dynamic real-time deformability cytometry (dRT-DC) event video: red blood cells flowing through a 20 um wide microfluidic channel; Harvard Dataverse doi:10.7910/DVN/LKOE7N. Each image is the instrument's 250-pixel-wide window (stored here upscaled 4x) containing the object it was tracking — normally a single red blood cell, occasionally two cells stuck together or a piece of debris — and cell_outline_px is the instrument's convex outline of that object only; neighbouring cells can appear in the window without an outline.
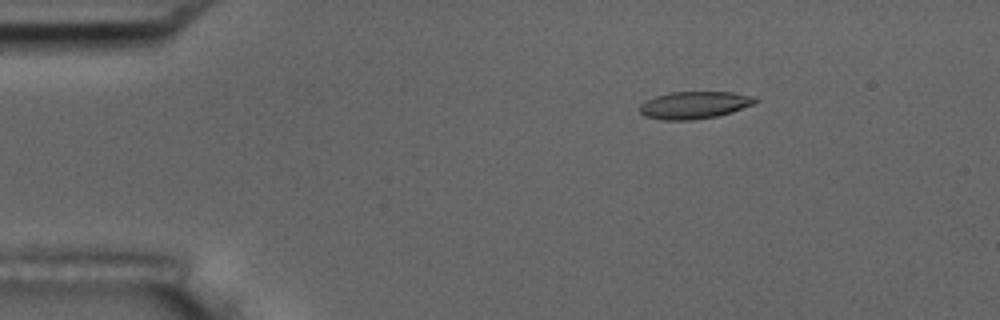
{"species": "common noctule bat (a hibernating species)", "species_latin": "Nyctalus noctula", "temperature_condition": "room temperature", "stored_images_in_passage": 7, "camera_frame_rate_fps": 3000, "um_per_image_px": 0.085, "animal": {"sex": "male", "body_mass_g": 17.5, "forearm_length_mm": 52.3}, "frame": {"image": 1, "passage_image": 3, "time_ms": 2.333, "image_size_px": [1000, 320], "cell_outline_px": [[760, 100], [752, 104], [732, 112], [716, 116], [692, 120], [660, 120], [644, 116], [640, 112], [640, 104], [656, 96], [672, 92], [732, 92], [756, 96]], "centroid_in_image_um": [59.04, 8.93], "position_along_channel_um": 26.0, "area_um2": 18.38}}
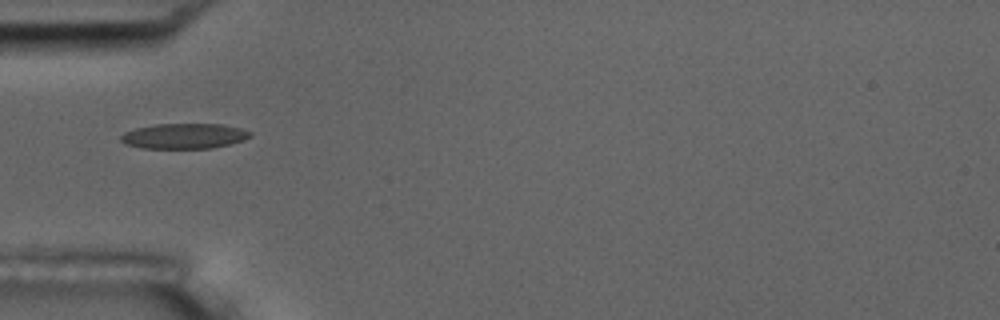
{"frame": {"image": 2, "passage_image": 5, "time_ms": 5.333, "image_size_px": [1000, 320], "cell_outline_px": [[252, 136], [244, 140], [212, 148], [140, 148], [124, 144], [120, 140], [120, 136], [124, 132], [136, 128], [156, 124], [220, 124], [240, 128], [252, 132]], "centroid_in_image_um": [15.63, 11.56], "position_along_channel_um": 69.4, "area_um2": 19.07}}